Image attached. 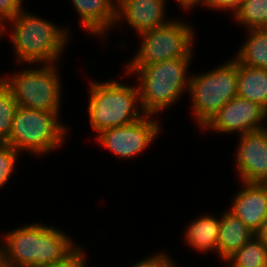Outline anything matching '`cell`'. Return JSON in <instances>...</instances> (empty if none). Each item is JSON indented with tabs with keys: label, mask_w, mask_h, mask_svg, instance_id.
<instances>
[{
	"label": "cell",
	"mask_w": 267,
	"mask_h": 267,
	"mask_svg": "<svg viewBox=\"0 0 267 267\" xmlns=\"http://www.w3.org/2000/svg\"><path fill=\"white\" fill-rule=\"evenodd\" d=\"M3 240V267H52L78 249L63 232L38 223L8 232Z\"/></svg>",
	"instance_id": "obj_1"
},
{
	"label": "cell",
	"mask_w": 267,
	"mask_h": 267,
	"mask_svg": "<svg viewBox=\"0 0 267 267\" xmlns=\"http://www.w3.org/2000/svg\"><path fill=\"white\" fill-rule=\"evenodd\" d=\"M188 57L174 58L152 64H129L127 72L139 74L138 85L142 113L154 115L177 101L182 92L189 89ZM188 79V80H187Z\"/></svg>",
	"instance_id": "obj_2"
},
{
	"label": "cell",
	"mask_w": 267,
	"mask_h": 267,
	"mask_svg": "<svg viewBox=\"0 0 267 267\" xmlns=\"http://www.w3.org/2000/svg\"><path fill=\"white\" fill-rule=\"evenodd\" d=\"M13 23L12 43L19 62L53 64L68 40L65 29L21 11Z\"/></svg>",
	"instance_id": "obj_3"
},
{
	"label": "cell",
	"mask_w": 267,
	"mask_h": 267,
	"mask_svg": "<svg viewBox=\"0 0 267 267\" xmlns=\"http://www.w3.org/2000/svg\"><path fill=\"white\" fill-rule=\"evenodd\" d=\"M89 118L92 128L98 133L104 129L120 127L132 123L140 116L138 87L124 85L114 80L92 82L90 85ZM139 101V102H138Z\"/></svg>",
	"instance_id": "obj_4"
},
{
	"label": "cell",
	"mask_w": 267,
	"mask_h": 267,
	"mask_svg": "<svg viewBox=\"0 0 267 267\" xmlns=\"http://www.w3.org/2000/svg\"><path fill=\"white\" fill-rule=\"evenodd\" d=\"M58 113L45 110L17 107L9 140L17 151L29 150L44 154L61 146L66 127L58 121Z\"/></svg>",
	"instance_id": "obj_5"
},
{
	"label": "cell",
	"mask_w": 267,
	"mask_h": 267,
	"mask_svg": "<svg viewBox=\"0 0 267 267\" xmlns=\"http://www.w3.org/2000/svg\"><path fill=\"white\" fill-rule=\"evenodd\" d=\"M238 61L190 78L189 93L195 118L201 128L231 99L237 96Z\"/></svg>",
	"instance_id": "obj_6"
},
{
	"label": "cell",
	"mask_w": 267,
	"mask_h": 267,
	"mask_svg": "<svg viewBox=\"0 0 267 267\" xmlns=\"http://www.w3.org/2000/svg\"><path fill=\"white\" fill-rule=\"evenodd\" d=\"M54 64L26 69L13 77L0 78L11 90L19 107L59 112L60 79Z\"/></svg>",
	"instance_id": "obj_7"
},
{
	"label": "cell",
	"mask_w": 267,
	"mask_h": 267,
	"mask_svg": "<svg viewBox=\"0 0 267 267\" xmlns=\"http://www.w3.org/2000/svg\"><path fill=\"white\" fill-rule=\"evenodd\" d=\"M190 25L171 20L167 24L140 33L141 48L129 64H152L188 57L192 53L193 32Z\"/></svg>",
	"instance_id": "obj_8"
},
{
	"label": "cell",
	"mask_w": 267,
	"mask_h": 267,
	"mask_svg": "<svg viewBox=\"0 0 267 267\" xmlns=\"http://www.w3.org/2000/svg\"><path fill=\"white\" fill-rule=\"evenodd\" d=\"M146 115L127 125L108 128L98 133V141L114 154L131 158L142 152L160 132L157 121Z\"/></svg>",
	"instance_id": "obj_9"
},
{
	"label": "cell",
	"mask_w": 267,
	"mask_h": 267,
	"mask_svg": "<svg viewBox=\"0 0 267 267\" xmlns=\"http://www.w3.org/2000/svg\"><path fill=\"white\" fill-rule=\"evenodd\" d=\"M267 117V111L260 105L240 96H235L226 103L204 126L218 132H235L241 134L261 131V121Z\"/></svg>",
	"instance_id": "obj_10"
},
{
	"label": "cell",
	"mask_w": 267,
	"mask_h": 267,
	"mask_svg": "<svg viewBox=\"0 0 267 267\" xmlns=\"http://www.w3.org/2000/svg\"><path fill=\"white\" fill-rule=\"evenodd\" d=\"M240 136L236 164L243 183H267V129Z\"/></svg>",
	"instance_id": "obj_11"
},
{
	"label": "cell",
	"mask_w": 267,
	"mask_h": 267,
	"mask_svg": "<svg viewBox=\"0 0 267 267\" xmlns=\"http://www.w3.org/2000/svg\"><path fill=\"white\" fill-rule=\"evenodd\" d=\"M243 188L235 195L229 212L257 233L267 217V183L244 182Z\"/></svg>",
	"instance_id": "obj_12"
},
{
	"label": "cell",
	"mask_w": 267,
	"mask_h": 267,
	"mask_svg": "<svg viewBox=\"0 0 267 267\" xmlns=\"http://www.w3.org/2000/svg\"><path fill=\"white\" fill-rule=\"evenodd\" d=\"M164 5L165 0H124L116 7V22L126 19L140 35L169 22L163 20Z\"/></svg>",
	"instance_id": "obj_13"
},
{
	"label": "cell",
	"mask_w": 267,
	"mask_h": 267,
	"mask_svg": "<svg viewBox=\"0 0 267 267\" xmlns=\"http://www.w3.org/2000/svg\"><path fill=\"white\" fill-rule=\"evenodd\" d=\"M72 3L90 33L100 35L117 24L114 0H72Z\"/></svg>",
	"instance_id": "obj_14"
},
{
	"label": "cell",
	"mask_w": 267,
	"mask_h": 267,
	"mask_svg": "<svg viewBox=\"0 0 267 267\" xmlns=\"http://www.w3.org/2000/svg\"><path fill=\"white\" fill-rule=\"evenodd\" d=\"M255 235L238 217L226 211L220 219L217 252L222 260L227 259Z\"/></svg>",
	"instance_id": "obj_15"
},
{
	"label": "cell",
	"mask_w": 267,
	"mask_h": 267,
	"mask_svg": "<svg viewBox=\"0 0 267 267\" xmlns=\"http://www.w3.org/2000/svg\"><path fill=\"white\" fill-rule=\"evenodd\" d=\"M237 95L262 106L267 111V69L238 62Z\"/></svg>",
	"instance_id": "obj_16"
},
{
	"label": "cell",
	"mask_w": 267,
	"mask_h": 267,
	"mask_svg": "<svg viewBox=\"0 0 267 267\" xmlns=\"http://www.w3.org/2000/svg\"><path fill=\"white\" fill-rule=\"evenodd\" d=\"M189 225L185 233L188 244L200 251L217 250L220 219L205 215Z\"/></svg>",
	"instance_id": "obj_17"
},
{
	"label": "cell",
	"mask_w": 267,
	"mask_h": 267,
	"mask_svg": "<svg viewBox=\"0 0 267 267\" xmlns=\"http://www.w3.org/2000/svg\"><path fill=\"white\" fill-rule=\"evenodd\" d=\"M249 31L250 36L235 59L242 65L267 69V28Z\"/></svg>",
	"instance_id": "obj_18"
},
{
	"label": "cell",
	"mask_w": 267,
	"mask_h": 267,
	"mask_svg": "<svg viewBox=\"0 0 267 267\" xmlns=\"http://www.w3.org/2000/svg\"><path fill=\"white\" fill-rule=\"evenodd\" d=\"M223 261L236 267H267V244L256 235Z\"/></svg>",
	"instance_id": "obj_19"
},
{
	"label": "cell",
	"mask_w": 267,
	"mask_h": 267,
	"mask_svg": "<svg viewBox=\"0 0 267 267\" xmlns=\"http://www.w3.org/2000/svg\"><path fill=\"white\" fill-rule=\"evenodd\" d=\"M234 16L248 29H265L267 28V0H243Z\"/></svg>",
	"instance_id": "obj_20"
},
{
	"label": "cell",
	"mask_w": 267,
	"mask_h": 267,
	"mask_svg": "<svg viewBox=\"0 0 267 267\" xmlns=\"http://www.w3.org/2000/svg\"><path fill=\"white\" fill-rule=\"evenodd\" d=\"M17 101L11 90L0 79V143L9 140Z\"/></svg>",
	"instance_id": "obj_21"
},
{
	"label": "cell",
	"mask_w": 267,
	"mask_h": 267,
	"mask_svg": "<svg viewBox=\"0 0 267 267\" xmlns=\"http://www.w3.org/2000/svg\"><path fill=\"white\" fill-rule=\"evenodd\" d=\"M19 153L11 145L0 143V188L10 179Z\"/></svg>",
	"instance_id": "obj_22"
},
{
	"label": "cell",
	"mask_w": 267,
	"mask_h": 267,
	"mask_svg": "<svg viewBox=\"0 0 267 267\" xmlns=\"http://www.w3.org/2000/svg\"><path fill=\"white\" fill-rule=\"evenodd\" d=\"M21 6L22 0H0V37L5 30L4 21H10L18 15L22 11Z\"/></svg>",
	"instance_id": "obj_23"
},
{
	"label": "cell",
	"mask_w": 267,
	"mask_h": 267,
	"mask_svg": "<svg viewBox=\"0 0 267 267\" xmlns=\"http://www.w3.org/2000/svg\"><path fill=\"white\" fill-rule=\"evenodd\" d=\"M133 267H176L172 260L164 255L163 253L157 254L155 256H150L145 260L134 264Z\"/></svg>",
	"instance_id": "obj_24"
},
{
	"label": "cell",
	"mask_w": 267,
	"mask_h": 267,
	"mask_svg": "<svg viewBox=\"0 0 267 267\" xmlns=\"http://www.w3.org/2000/svg\"><path fill=\"white\" fill-rule=\"evenodd\" d=\"M84 259L85 257L82 253V250L78 248L66 260L52 267H86V261Z\"/></svg>",
	"instance_id": "obj_25"
},
{
	"label": "cell",
	"mask_w": 267,
	"mask_h": 267,
	"mask_svg": "<svg viewBox=\"0 0 267 267\" xmlns=\"http://www.w3.org/2000/svg\"><path fill=\"white\" fill-rule=\"evenodd\" d=\"M242 2L243 0H207L206 5L207 7H213L214 9H229L230 11H234V14Z\"/></svg>",
	"instance_id": "obj_26"
},
{
	"label": "cell",
	"mask_w": 267,
	"mask_h": 267,
	"mask_svg": "<svg viewBox=\"0 0 267 267\" xmlns=\"http://www.w3.org/2000/svg\"><path fill=\"white\" fill-rule=\"evenodd\" d=\"M256 236L262 239L267 244V217L262 222L261 228L256 233Z\"/></svg>",
	"instance_id": "obj_27"
},
{
	"label": "cell",
	"mask_w": 267,
	"mask_h": 267,
	"mask_svg": "<svg viewBox=\"0 0 267 267\" xmlns=\"http://www.w3.org/2000/svg\"><path fill=\"white\" fill-rule=\"evenodd\" d=\"M179 2V4L182 5V7H185V9L193 7L194 5H196L197 3H203L204 5H206L207 0H177Z\"/></svg>",
	"instance_id": "obj_28"
},
{
	"label": "cell",
	"mask_w": 267,
	"mask_h": 267,
	"mask_svg": "<svg viewBox=\"0 0 267 267\" xmlns=\"http://www.w3.org/2000/svg\"><path fill=\"white\" fill-rule=\"evenodd\" d=\"M124 0H117V3L115 2V4H116V7L121 3V2H123Z\"/></svg>",
	"instance_id": "obj_29"
}]
</instances>
